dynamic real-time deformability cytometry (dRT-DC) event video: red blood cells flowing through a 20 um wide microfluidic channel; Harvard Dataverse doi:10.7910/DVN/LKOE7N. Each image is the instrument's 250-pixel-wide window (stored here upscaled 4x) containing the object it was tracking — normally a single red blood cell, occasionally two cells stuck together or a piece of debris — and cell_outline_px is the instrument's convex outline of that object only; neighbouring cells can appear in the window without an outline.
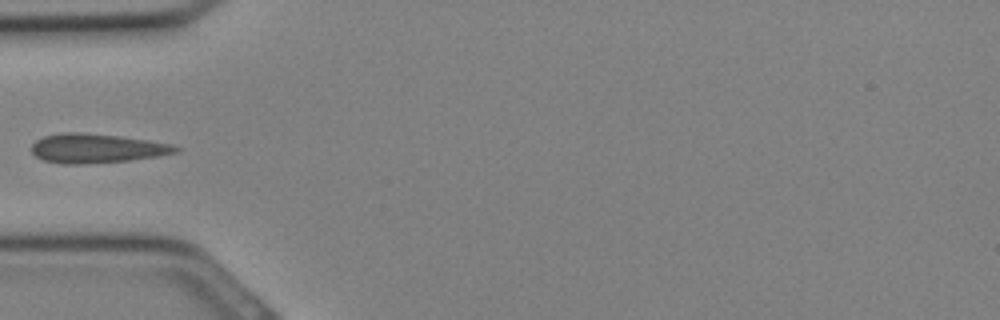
{"species": "Egyptian fruit bat (a non-hibernating species)", "species_latin": "Rousettus aegyptiacus", "temperature_condition": "cold", "stored_images_in_passage": 12, "camera_frame_rate_fps": 3000, "um_per_image_px": 0.085, "animal": {"sex": "female"}, "frame": {"image": 1, "passage_image": 9, "time_ms": 2.667, "image_size_px": [1000, 320], "cell_outline_px": [[180, 152], [160, 156], [128, 160], [80, 164], [64, 164], [44, 160], [36, 156], [32, 152], [32, 144], [36, 140], [44, 136], [60, 132], [80, 132], [120, 136], [148, 140], [172, 144], [180, 148]], "centroid_in_image_um": [8.23, 12.6], "position_along_channel_um": 76.8, "area_um2": 24.57}}
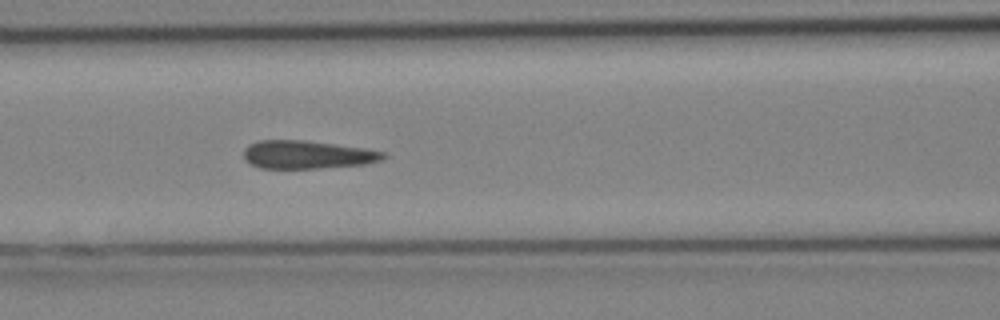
{"frame": {"image": 2, "passage_image": 12, "time_ms": 3.667, "image_size_px": [1000, 320], "cell_outline_px": [[388, 156], [384, 160], [364, 164], [320, 168], [260, 168], [244, 160], [244, 148], [248, 144], [260, 140], [304, 140], [336, 144], [364, 148], [384, 152]], "centroid_in_image_um": [26.12, 13.14], "position_along_channel_um": 140.5, "area_um2": 23.0}}